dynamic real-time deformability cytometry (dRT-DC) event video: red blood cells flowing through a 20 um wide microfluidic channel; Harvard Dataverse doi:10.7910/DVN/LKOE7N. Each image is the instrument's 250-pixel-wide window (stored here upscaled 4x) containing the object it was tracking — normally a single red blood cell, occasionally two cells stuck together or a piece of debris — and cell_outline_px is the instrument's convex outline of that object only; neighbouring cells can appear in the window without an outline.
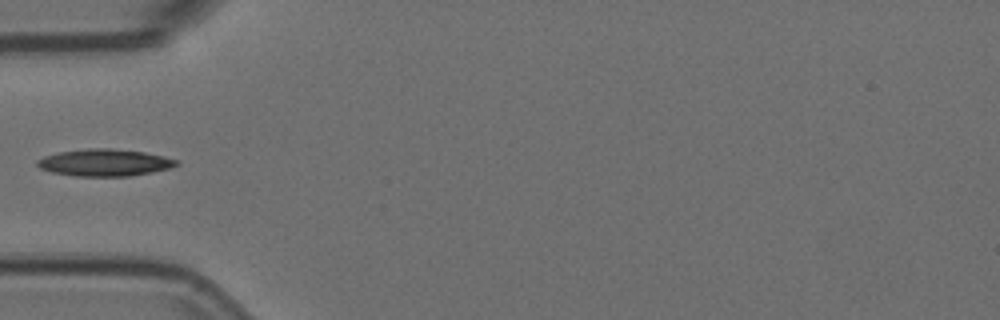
{"species": "Egyptian fruit bat (a non-hibernating species)", "species_latin": "Rousettus aegyptiacus", "temperature_condition": "room temperature", "stored_images_in_passage": 38, "camera_frame_rate_fps": 3000, "um_per_image_px": 0.085, "animal": {"sex": "female"}, "frame": {"image": 1, "passage_image": 1, "time_ms": 0.0, "image_size_px": [1000, 320], "cell_outline_px": [[180, 164], [168, 168], [152, 172], [128, 176], [76, 176], [52, 172], [40, 168], [36, 164], [36, 160], [44, 156], [60, 152], [88, 148], [108, 148], [144, 152], [164, 156], [180, 160]], "centroid_in_image_um": [8.91, 13.82], "position_along_channel_um": 76.1, "area_um2": 21.85}}
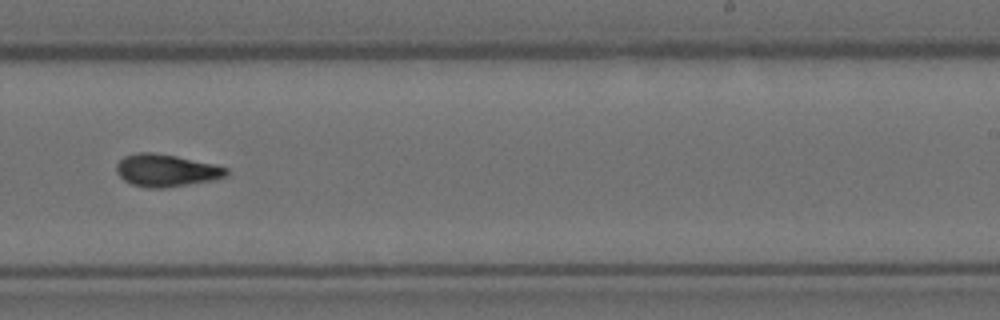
{"frame": {"image": 2, "passage_image": 17, "time_ms": 5.333, "image_size_px": [1000, 320], "cell_outline_px": [[228, 176], [212, 180], [164, 188], [148, 188], [132, 184], [124, 180], [116, 172], [116, 164], [124, 156], [136, 152], [152, 152], [176, 156], [212, 164], [228, 168]], "centroid_in_image_um": [14.1, 14.48], "position_along_channel_um": 274.9, "area_um2": 20.63}}
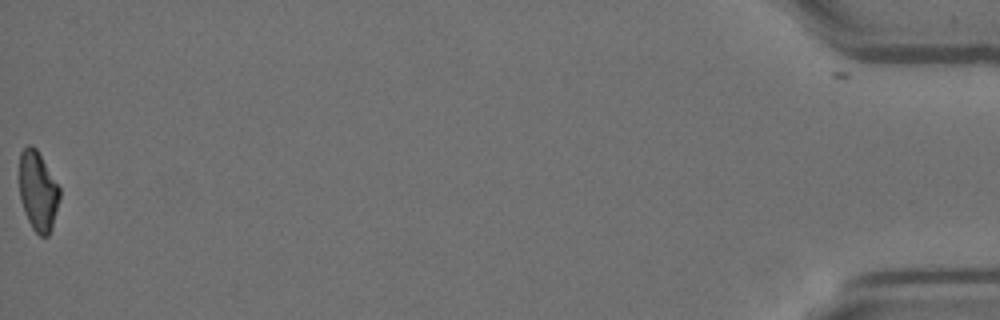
{"frame": {"image": 3, "passage_image": 38, "time_ms": 12.333, "image_size_px": [1000, 320], "cell_outline_px": [[60, 196], [52, 228], [48, 236], [40, 236], [32, 228], [24, 212], [20, 200], [20, 152], [28, 144], [32, 144], [36, 148], [60, 188]], "centroid_in_image_um": [3.22, 16.25], "position_along_channel_um": 432.0, "area_um2": 18.61}}